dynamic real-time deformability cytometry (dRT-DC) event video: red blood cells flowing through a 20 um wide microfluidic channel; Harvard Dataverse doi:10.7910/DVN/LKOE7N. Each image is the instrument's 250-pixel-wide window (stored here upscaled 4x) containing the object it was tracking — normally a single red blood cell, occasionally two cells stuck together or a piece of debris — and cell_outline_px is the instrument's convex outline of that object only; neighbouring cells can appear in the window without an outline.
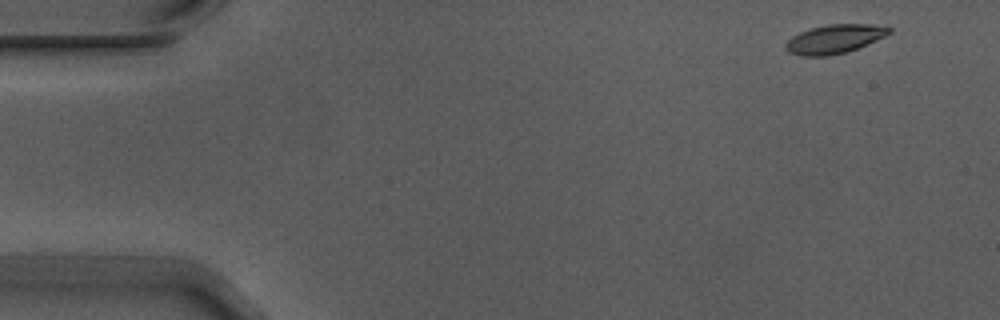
{"species": "Egyptian fruit bat (a non-hibernating species)", "species_latin": "Rousettus aegyptiacus", "temperature_condition": "warm", "stored_images_in_passage": 4, "camera_frame_rate_fps": 3000, "um_per_image_px": 0.085, "animal": {"sex": "male"}, "frame": {"image": 1, "passage_image": 1, "time_ms": 0.0, "image_size_px": [1000, 320], "cell_outline_px": [[892, 32], [876, 40], [848, 52], [828, 56], [800, 56], [788, 52], [784, 48], [784, 44], [792, 36], [800, 32], [812, 28], [828, 24], [872, 24], [892, 28]], "centroid_in_image_um": [70.91, 3.32], "position_along_channel_um": 14.1, "area_um2": 17.46}}